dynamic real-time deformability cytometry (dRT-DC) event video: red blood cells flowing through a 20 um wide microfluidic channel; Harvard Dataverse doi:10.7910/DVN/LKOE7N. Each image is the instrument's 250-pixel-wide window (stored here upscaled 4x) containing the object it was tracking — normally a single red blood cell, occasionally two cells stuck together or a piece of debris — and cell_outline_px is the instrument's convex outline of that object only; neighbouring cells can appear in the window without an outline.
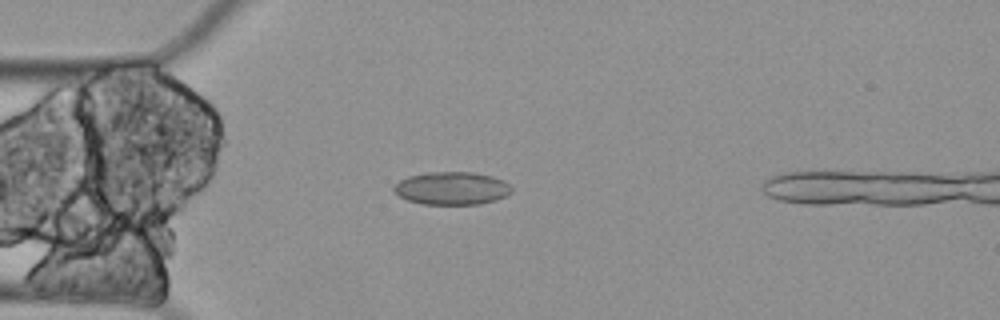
{"species": "Egyptian fruit bat (a non-hibernating species)", "species_latin": "Rousettus aegyptiacus", "temperature_condition": "cold", "stored_images_in_passage": 2, "camera_frame_rate_fps": 3000, "um_per_image_px": 0.085, "animal": {"sex": "female"}, "frame": {"image": 1, "passage_image": 1, "time_ms": 0.0, "image_size_px": [1000, 320], "cell_outline_px": [[512, 192], [496, 200], [480, 204], [420, 204], [408, 200], [400, 196], [392, 188], [400, 180], [408, 176], [428, 172], [472, 172], [492, 176], [504, 180], [512, 188]], "centroid_in_image_um": [38.41, 16.0], "position_along_channel_um": 46.6, "area_um2": 22.54}}